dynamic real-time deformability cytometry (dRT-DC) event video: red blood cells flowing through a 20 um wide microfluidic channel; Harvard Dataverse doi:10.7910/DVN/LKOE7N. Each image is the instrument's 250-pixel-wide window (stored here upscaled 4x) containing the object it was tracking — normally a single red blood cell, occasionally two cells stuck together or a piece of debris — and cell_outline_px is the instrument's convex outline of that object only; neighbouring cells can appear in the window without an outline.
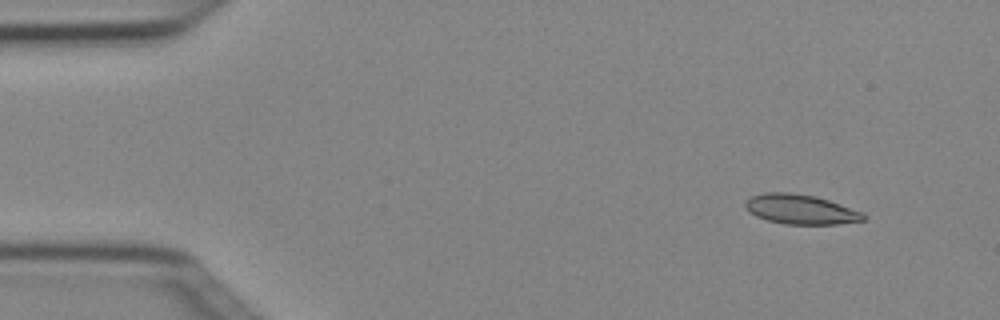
{"species": "Egyptian fruit bat (a non-hibernating species)", "species_latin": "Rousettus aegyptiacus", "temperature_condition": "cold", "stored_images_in_passage": 3, "camera_frame_rate_fps": 3000, "um_per_image_px": 0.085, "animal": {"sex": "female"}, "frame": {"image": 1, "passage_image": 1, "time_ms": 0.0, "image_size_px": [1000, 320], "cell_outline_px": [[868, 216], [864, 220], [836, 224], [784, 224], [768, 220], [756, 216], [748, 212], [744, 204], [752, 196], [764, 192], [788, 192], [816, 196], [840, 204], [860, 212]], "centroid_in_image_um": [68.03, 17.79], "position_along_channel_um": 17.0, "area_um2": 20.29}}